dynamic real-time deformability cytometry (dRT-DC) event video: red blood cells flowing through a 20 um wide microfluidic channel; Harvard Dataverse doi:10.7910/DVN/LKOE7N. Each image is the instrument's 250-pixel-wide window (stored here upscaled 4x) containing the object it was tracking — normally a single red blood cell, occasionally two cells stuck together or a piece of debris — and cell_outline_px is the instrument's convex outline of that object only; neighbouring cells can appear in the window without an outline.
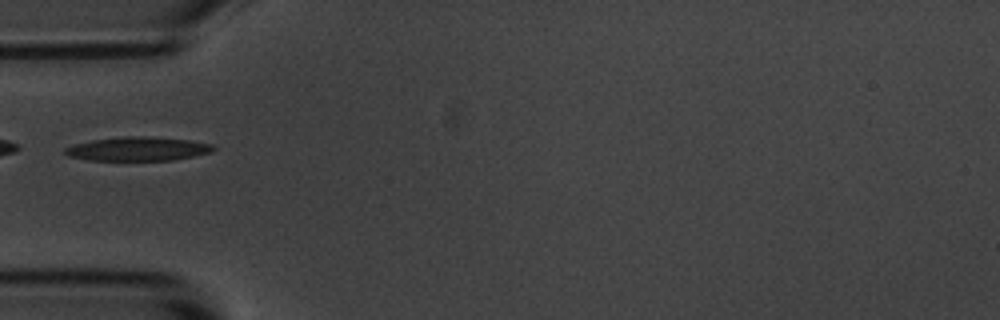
{"species": "common noctule bat (a hibernating species)", "species_latin": "Nyctalus noctula", "temperature_condition": "room temperature", "stored_images_in_passage": 7, "camera_frame_rate_fps": 3000, "um_per_image_px": 0.085, "animal": {"sex": "male", "body_mass_g": 20.1, "forearm_length_mm": 53.5}, "frame": {"image": 1, "passage_image": 5, "time_ms": 4.667, "image_size_px": [1000, 320], "cell_outline_px": [[216, 148], [212, 152], [172, 160], [88, 160], [68, 156], [64, 152], [64, 148], [76, 144], [92, 140], [124, 136], [144, 136], [188, 140], [212, 144]], "centroid_in_image_um": [11.71, 12.65], "position_along_channel_um": 73.3, "area_um2": 20.46}}
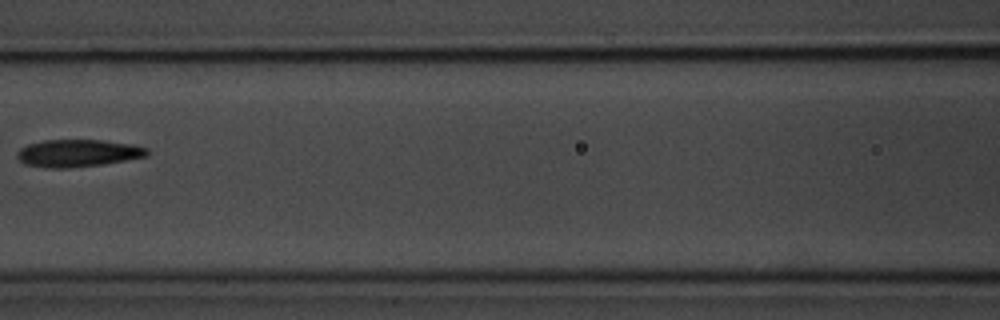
{"frame": {"image": 2, "passage_image": 7, "time_ms": 7.0, "image_size_px": [1000, 320], "cell_outline_px": [[148, 156], [104, 164], [68, 168], [48, 168], [24, 164], [16, 156], [16, 152], [20, 148], [28, 144], [44, 140], [100, 140], [132, 144], [148, 148]], "centroid_in_image_um": [6.61, 13.02], "position_along_channel_um": 160.0, "area_um2": 20.81}}